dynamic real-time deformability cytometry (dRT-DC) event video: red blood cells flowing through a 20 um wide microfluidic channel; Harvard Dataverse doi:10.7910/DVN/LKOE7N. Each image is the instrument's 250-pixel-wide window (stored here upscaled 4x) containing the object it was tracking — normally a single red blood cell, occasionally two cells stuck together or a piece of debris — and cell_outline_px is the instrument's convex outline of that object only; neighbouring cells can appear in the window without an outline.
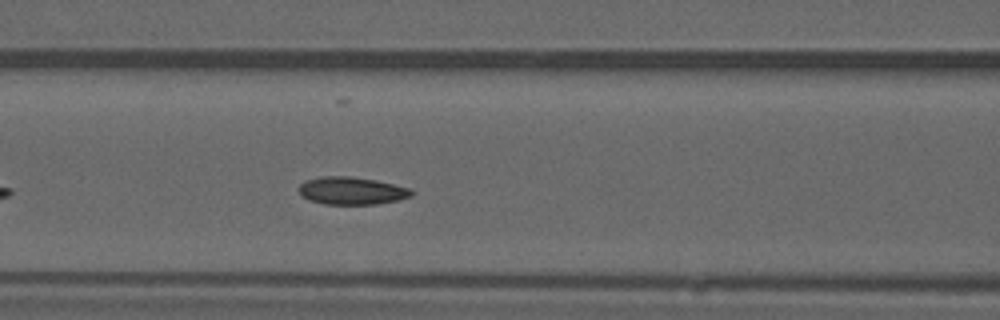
{"species": "common noctule bat (a hibernating species)", "species_latin": "Nyctalus noctula", "temperature_condition": "warm", "stored_images_in_passage": 34, "camera_frame_rate_fps": 3000, "um_per_image_px": 0.085, "animal": {"sex": "male", "forearm_length_mm": 52.5}, "frame": {"image": 1, "passage_image": 10, "time_ms": 3.0, "image_size_px": [1000, 320], "cell_outline_px": [[412, 196], [400, 200], [376, 204], [324, 204], [308, 200], [300, 196], [300, 184], [304, 180], [320, 176], [352, 176], [376, 180], [412, 188]], "centroid_in_image_um": [29.89, 16.21], "position_along_channel_um": 136.7, "area_um2": 18.38}, "authors_computed_cell_mechanics": {"area_um2": 18.0336, "velocity_mm_per_s": 3.8813, "shape_relaxation_time_tau1_ms": 5.712, "shape_relaxation_time_tau2_ms": 5.477, "deformation_change_tau1": 0.1007, "deformation_change_tau2": 0.0769}}